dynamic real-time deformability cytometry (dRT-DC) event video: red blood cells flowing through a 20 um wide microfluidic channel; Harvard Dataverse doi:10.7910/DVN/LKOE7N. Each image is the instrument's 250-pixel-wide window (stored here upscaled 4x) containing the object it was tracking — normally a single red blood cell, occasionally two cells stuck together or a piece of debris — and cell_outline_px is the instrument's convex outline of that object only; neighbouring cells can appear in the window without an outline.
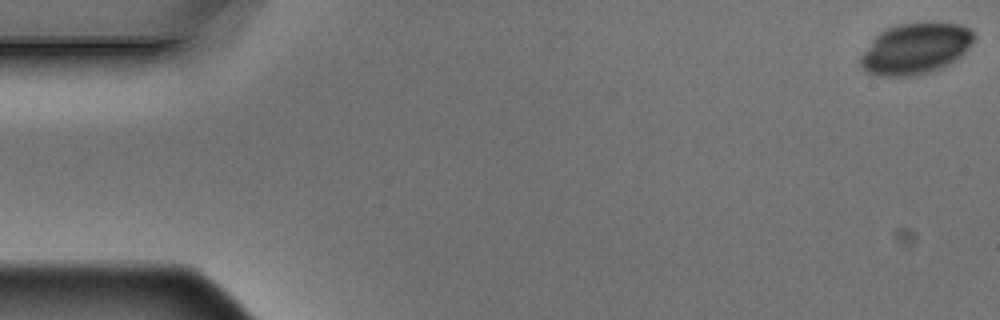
{"species": "Egyptian fruit bat (a non-hibernating species)", "species_latin": "Rousettus aegyptiacus", "temperature_condition": "warm", "stored_images_in_passage": 5, "camera_frame_rate_fps": 3000, "um_per_image_px": 0.085, "animal": {"sex": "male"}, "frame": {"image": 1, "passage_image": 1, "time_ms": 0.0, "image_size_px": [1000, 320], "cell_outline_px": [[976, 36], [968, 48], [956, 60], [940, 68], [916, 76], [876, 76], [868, 72], [860, 64], [860, 56], [872, 40], [880, 32], [888, 28], [900, 24], [960, 24], [968, 28]], "centroid_in_image_um": [77.8, 4.16], "position_along_channel_um": 7.2, "area_um2": 33.18}}